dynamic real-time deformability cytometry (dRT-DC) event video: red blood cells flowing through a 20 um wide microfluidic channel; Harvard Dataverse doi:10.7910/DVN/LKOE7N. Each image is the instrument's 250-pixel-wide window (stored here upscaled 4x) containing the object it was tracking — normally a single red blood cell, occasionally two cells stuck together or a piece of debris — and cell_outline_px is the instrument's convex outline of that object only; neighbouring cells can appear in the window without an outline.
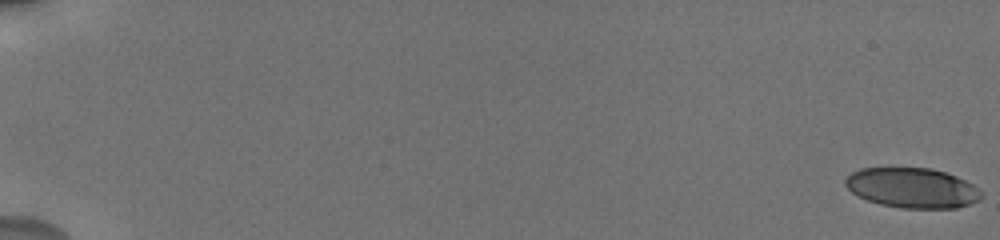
{"species": "human", "species_latin": "Homo sapiens", "temperature_condition": "cold", "stored_images_in_passage": 30, "camera_frame_rate_fps": 3000, "um_per_image_px": 0.085, "donor": {"sex": "male"}, "frame": {"image": 1, "passage_image": 1, "time_ms": 0.0, "image_size_px": [1000, 240], "cell_outline_px": [[984, 192], [980, 200], [956, 208], [900, 208], [880, 204], [868, 200], [852, 192], [844, 184], [844, 180], [852, 172], [860, 168], [932, 168], [956, 176], [972, 184]], "centroid_in_image_um": [77.56, 15.97], "position_along_channel_um": 7.4, "area_um2": 31.67}}
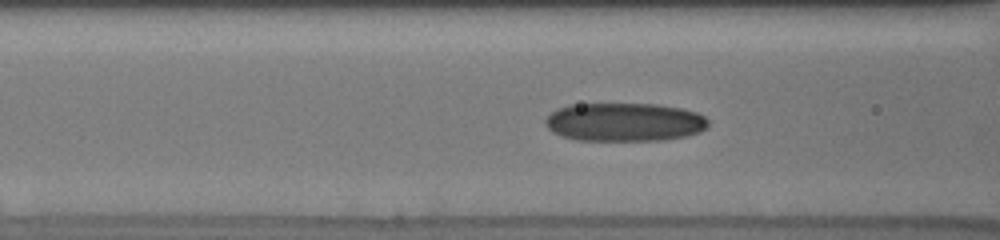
{"frame": {"image": 2, "passage_image": 15, "time_ms": 8.333, "image_size_px": [1000, 240], "cell_outline_px": [[708, 128], [700, 132], [684, 136], [660, 140], [576, 140], [560, 136], [552, 132], [544, 124], [544, 120], [556, 108], [568, 104], [656, 104], [680, 108], [696, 112], [704, 116], [708, 120]], "centroid_in_image_um": [53.04, 10.37], "position_along_channel_um": 113.6, "area_um2": 36.7}}
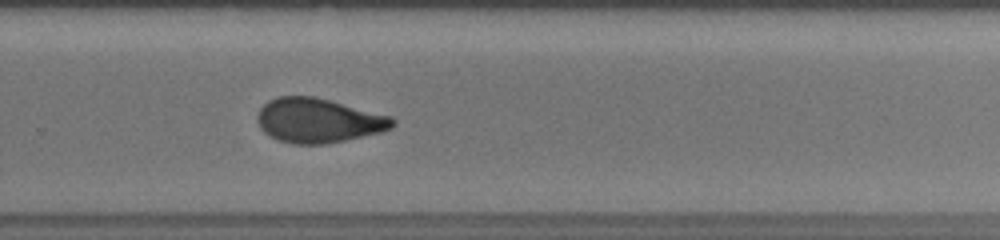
{"frame": {"image": 3, "passage_image": 29, "time_ms": 13.333, "image_size_px": [1000, 240], "cell_outline_px": [[396, 124], [392, 128], [380, 132], [344, 140], [324, 144], [292, 144], [280, 140], [264, 132], [260, 128], [256, 120], [256, 116], [260, 108], [268, 100], [276, 96], [316, 96], [392, 116], [396, 120]], "centroid_in_image_um": [27.06, 10.22], "position_along_channel_um": 302.7, "area_um2": 35.2}}